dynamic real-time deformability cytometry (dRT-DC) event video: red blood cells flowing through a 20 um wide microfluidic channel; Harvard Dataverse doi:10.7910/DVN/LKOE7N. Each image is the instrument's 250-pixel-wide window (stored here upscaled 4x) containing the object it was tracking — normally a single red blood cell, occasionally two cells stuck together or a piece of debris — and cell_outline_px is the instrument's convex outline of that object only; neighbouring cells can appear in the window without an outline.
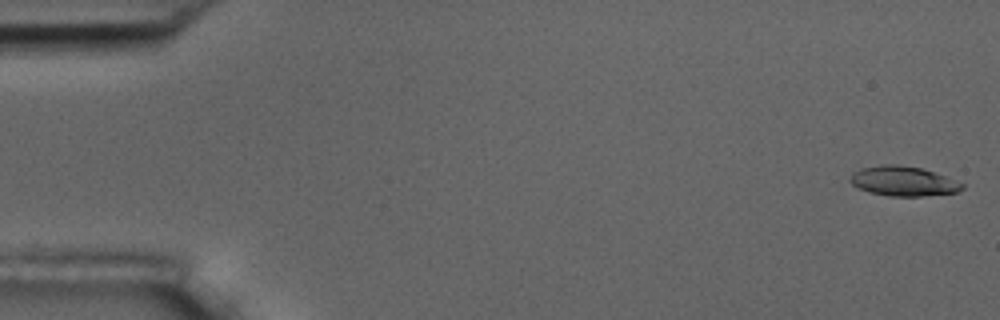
{"species": "common noctule bat (a hibernating species)", "species_latin": "Nyctalus noctula", "temperature_condition": "room temperature", "stored_images_in_passage": 5, "camera_frame_rate_fps": 3000, "um_per_image_px": 0.085, "animal": {"sex": "male", "body_mass_g": 17.5, "forearm_length_mm": 52.3}, "frame": {"image": 1, "passage_image": 1, "time_ms": 0.0, "image_size_px": [1000, 320], "cell_outline_px": [[964, 188], [956, 192], [920, 196], [888, 196], [868, 192], [856, 188], [848, 180], [852, 172], [860, 168], [880, 164], [896, 164], [920, 168], [944, 176], [964, 184]], "centroid_in_image_um": [76.69, 15.39], "position_along_channel_um": 8.3, "area_um2": 19.42}}